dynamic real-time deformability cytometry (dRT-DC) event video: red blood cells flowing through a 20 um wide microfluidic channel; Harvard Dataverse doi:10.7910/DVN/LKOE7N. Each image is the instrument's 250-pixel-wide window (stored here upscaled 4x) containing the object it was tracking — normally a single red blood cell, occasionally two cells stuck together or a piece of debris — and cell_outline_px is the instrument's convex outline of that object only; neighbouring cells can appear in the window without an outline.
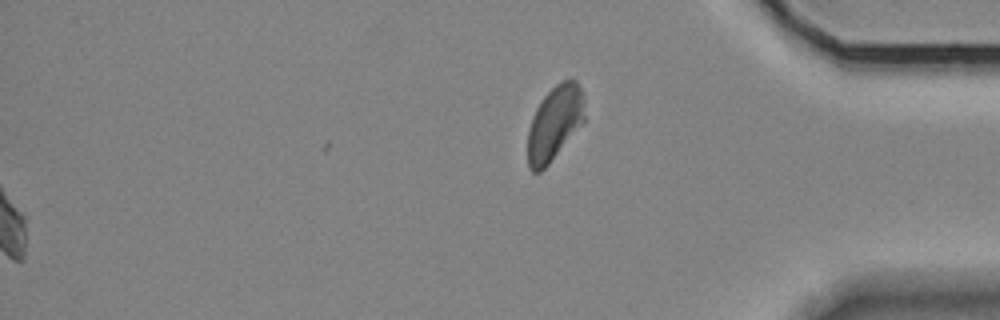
{"species": "Egyptian fruit bat (a non-hibernating species)", "species_latin": "Rousettus aegyptiacus", "temperature_condition": "room temperature", "stored_images_in_passage": 34, "segment_of_instrument_passage": [2, 2], "camera_frame_rate_fps": 3000, "um_per_image_px": 0.085, "animal": {"sex": "female"}, "frame": {"image": 1, "passage_image": 34, "time_ms": 11.0, "image_size_px": [1000, 320], "cell_outline_px": [[584, 120], [548, 164], [540, 172], [532, 172], [528, 168], [528, 128], [532, 116], [540, 100], [556, 84], [564, 80], [576, 80], [584, 96]], "centroid_in_image_um": [47.11, 10.45], "position_along_channel_um": 388.1, "area_um2": 24.33}}